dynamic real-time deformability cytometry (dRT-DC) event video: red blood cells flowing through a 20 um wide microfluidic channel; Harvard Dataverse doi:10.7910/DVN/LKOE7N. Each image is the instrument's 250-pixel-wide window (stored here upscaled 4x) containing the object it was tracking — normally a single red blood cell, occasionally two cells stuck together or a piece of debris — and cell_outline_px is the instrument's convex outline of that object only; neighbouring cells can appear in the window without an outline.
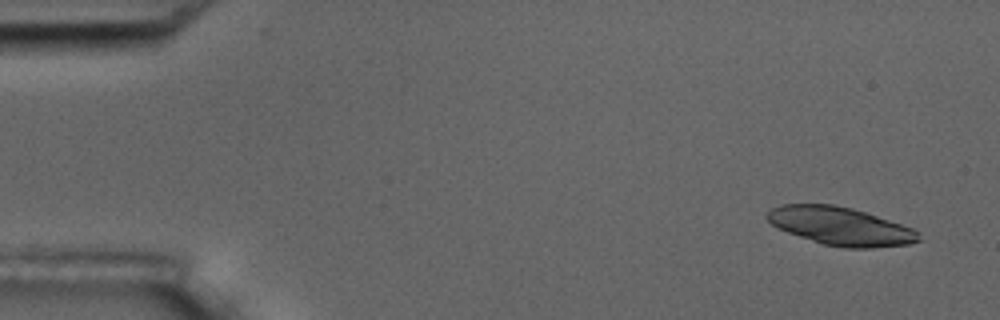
{"species": "common noctule bat (a hibernating species)", "species_latin": "Nyctalus noctula", "temperature_condition": "room temperature", "stored_images_in_passage": 6, "camera_frame_rate_fps": 3000, "um_per_image_px": 0.085, "animal": {"sex": "male", "body_mass_g": 17.5, "forearm_length_mm": 52.3}, "frame": {"image": 1, "passage_image": 1, "time_ms": 0.0, "image_size_px": [1000, 320], "cell_outline_px": [[920, 240], [908, 244], [872, 248], [844, 248], [824, 244], [788, 232], [772, 224], [764, 216], [772, 208], [780, 204], [832, 204], [852, 208], [912, 228], [920, 232]], "centroid_in_image_um": [71.44, 19.22], "position_along_channel_um": 13.6, "area_um2": 33.29}}